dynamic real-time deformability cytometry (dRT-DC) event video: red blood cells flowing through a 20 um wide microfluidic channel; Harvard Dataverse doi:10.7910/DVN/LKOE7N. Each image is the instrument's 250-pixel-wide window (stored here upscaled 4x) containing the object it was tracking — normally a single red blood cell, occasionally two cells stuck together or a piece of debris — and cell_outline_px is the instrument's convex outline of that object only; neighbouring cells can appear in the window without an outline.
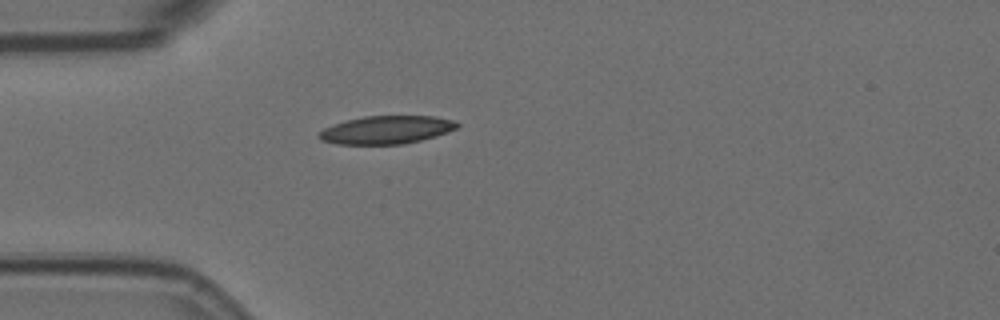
{"species": "Egyptian fruit bat (a non-hibernating species)", "species_latin": "Rousettus aegyptiacus", "temperature_condition": "room temperature", "stored_images_in_passage": 5, "camera_frame_rate_fps": 3000, "um_per_image_px": 0.085, "animal": {"sex": "female"}, "frame": {"image": 1, "passage_image": 5, "time_ms": 1.333, "image_size_px": [1000, 320], "cell_outline_px": [[460, 124], [456, 128], [436, 136], [404, 144], [336, 144], [320, 140], [316, 136], [324, 128], [332, 124], [364, 116], [436, 116], [452, 120]], "centroid_in_image_um": [32.81, 11.04], "position_along_channel_um": 52.2, "area_um2": 22.54}}